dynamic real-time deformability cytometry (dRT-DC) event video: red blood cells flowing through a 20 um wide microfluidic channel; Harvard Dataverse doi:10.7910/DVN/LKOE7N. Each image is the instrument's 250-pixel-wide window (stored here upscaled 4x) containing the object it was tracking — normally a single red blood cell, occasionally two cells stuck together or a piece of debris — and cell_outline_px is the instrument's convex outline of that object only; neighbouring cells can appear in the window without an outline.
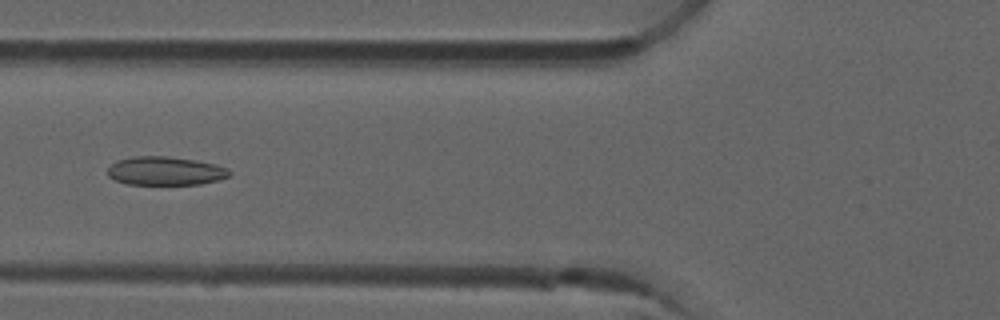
{"species": "common noctule bat (a hibernating species)", "species_latin": "Nyctalus noctula", "temperature_condition": "room temperature", "stored_images_in_passage": 52, "camera_frame_rate_fps": 3000, "um_per_image_px": 0.085, "animal": {"sex": "male", "forearm_length_mm": 52.5}, "frame": {"image": 1, "passage_image": 20, "time_ms": 6.333, "image_size_px": [1000, 320], "cell_outline_px": [[232, 176], [220, 180], [200, 184], [128, 184], [116, 180], [108, 176], [108, 168], [116, 160], [136, 156], [168, 156], [196, 160], [216, 164], [228, 168], [232, 172]], "centroid_in_image_um": [14.11, 14.52], "position_along_channel_um": 111.7, "area_um2": 20.46}}
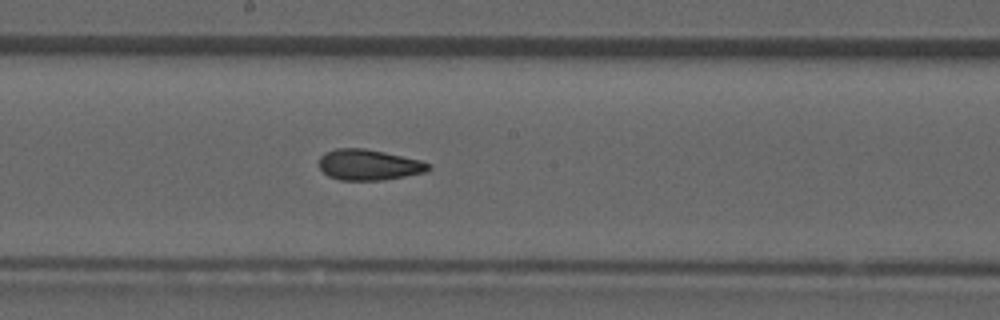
{"frame": {"image": 2, "passage_image": 28, "time_ms": 9.0, "image_size_px": [1000, 320], "cell_outline_px": [[432, 168], [428, 172], [384, 180], [340, 180], [328, 176], [320, 168], [320, 156], [324, 152], [336, 148], [364, 148], [384, 152], [420, 160], [432, 164]], "centroid_in_image_um": [31.38, 14.01], "position_along_channel_um": 216.8, "area_um2": 19.77}}
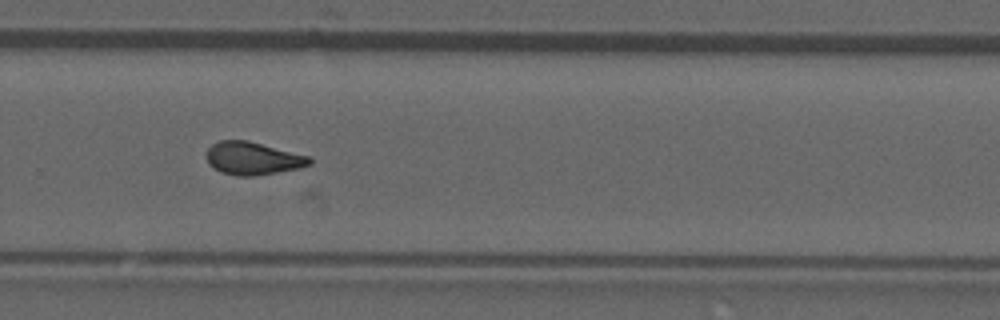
{"frame": {"image": 3, "passage_image": 35, "time_ms": 11.333, "image_size_px": [1000, 320], "cell_outline_px": [[312, 164], [300, 168], [252, 176], [236, 176], [220, 172], [208, 164], [204, 156], [208, 148], [212, 144], [220, 140], [248, 140], [308, 156], [312, 160]], "centroid_in_image_um": [21.44, 13.46], "position_along_channel_um": 308.4, "area_um2": 19.83}, "authors_computed_cell_mechanics": {"area_um2": 19.8254, "velocity_mm_per_s": 3.9441, "shape_relaxation_time_tau1_ms": null, "shape_relaxation_time_tau2_ms": 1.9026, "deformation_change_tau1": null, "deformation_change_tau2": 0.0892}}